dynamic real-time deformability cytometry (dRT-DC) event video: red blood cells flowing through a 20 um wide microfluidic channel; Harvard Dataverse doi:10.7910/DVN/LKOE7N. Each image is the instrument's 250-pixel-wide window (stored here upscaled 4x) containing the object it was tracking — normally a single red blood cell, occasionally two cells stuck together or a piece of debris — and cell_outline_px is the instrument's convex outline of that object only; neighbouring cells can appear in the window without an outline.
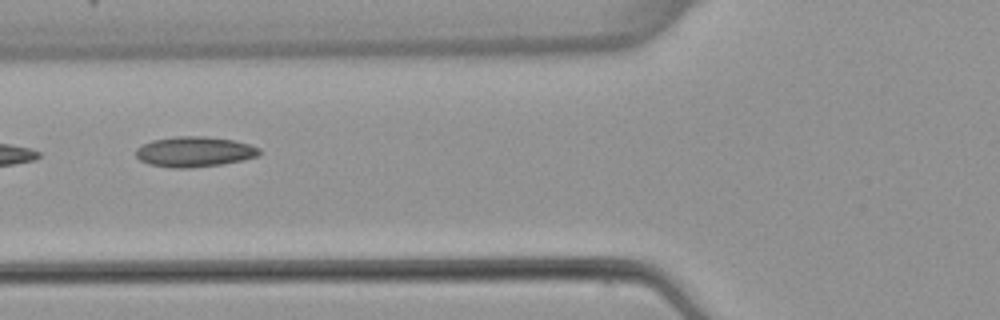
{"species": "common noctule bat (a hibernating species)", "species_latin": "Nyctalus noctula", "temperature_condition": "warm", "stored_images_in_passage": 3, "camera_frame_rate_fps": 3000, "um_per_image_px": 0.085, "animal": {"sex": "female", "body_mass_g": 22.7, "forearm_length_mm": 54.2}, "frame": {"image": 1, "passage_image": 3, "time_ms": 2.333, "image_size_px": [1000, 320], "cell_outline_px": [[260, 152], [256, 156], [244, 160], [220, 164], [192, 168], [172, 168], [148, 164], [140, 160], [136, 156], [136, 148], [152, 140], [176, 136], [204, 136], [232, 140], [248, 144], [260, 148]], "centroid_in_image_um": [16.5, 12.9], "position_along_channel_um": 109.3, "area_um2": 21.73}}